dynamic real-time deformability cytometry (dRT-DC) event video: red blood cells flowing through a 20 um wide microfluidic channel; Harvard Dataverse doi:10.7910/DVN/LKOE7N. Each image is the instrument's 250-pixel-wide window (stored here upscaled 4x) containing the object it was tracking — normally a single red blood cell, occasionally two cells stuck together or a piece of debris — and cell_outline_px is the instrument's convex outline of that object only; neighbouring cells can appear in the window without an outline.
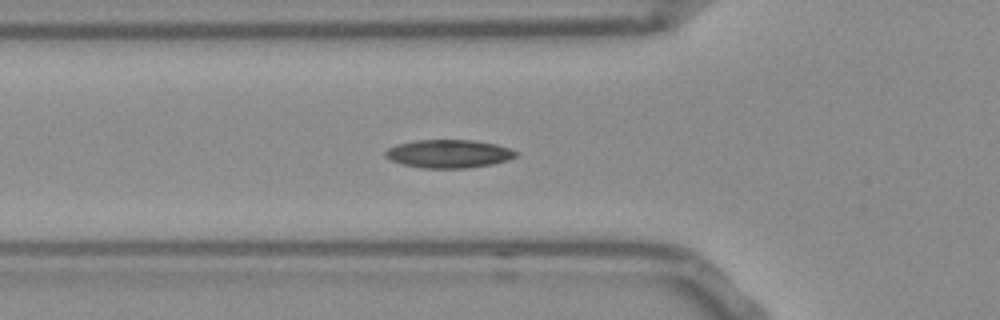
{"species": "Egyptian fruit bat (a non-hibernating species)", "species_latin": "Rousettus aegyptiacus", "temperature_condition": "room temperature", "stored_images_in_passage": 38, "camera_frame_rate_fps": 3000, "um_per_image_px": 0.085, "frame": {"image": 1, "passage_image": 2, "time_ms": 0.333, "image_size_px": [1000, 320], "cell_outline_px": [[520, 152], [516, 156], [508, 160], [492, 164], [468, 168], [424, 168], [400, 164], [384, 156], [384, 152], [388, 148], [396, 144], [416, 140], [472, 140], [496, 144]], "centroid_in_image_um": [38.13, 13.07], "position_along_channel_um": 87.7, "area_um2": 21.56}}
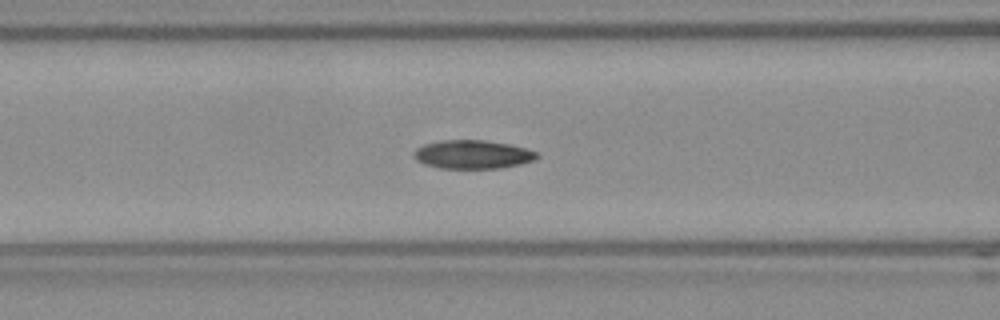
{"frame": {"image": 2, "passage_image": 5, "time_ms": 1.333, "image_size_px": [1000, 320], "cell_outline_px": [[540, 156], [532, 160], [520, 164], [500, 168], [440, 168], [424, 164], [416, 160], [412, 152], [416, 148], [424, 144], [440, 140], [484, 140], [508, 144], [524, 148], [536, 152]], "centroid_in_image_um": [40.12, 13.12], "position_along_channel_um": 126.5, "area_um2": 20.4}}
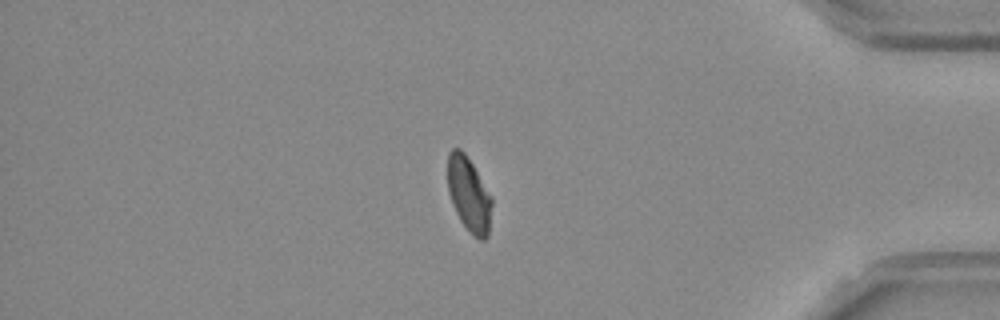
{"frame": {"image": 3, "passage_image": 29, "time_ms": 9.333, "image_size_px": [1000, 320], "cell_outline_px": [[492, 204], [488, 236], [484, 240], [480, 240], [472, 236], [460, 220], [452, 204], [448, 192], [448, 152], [452, 148], [460, 148], [464, 152], [472, 164], [492, 196]], "centroid_in_image_um": [39.86, 16.54], "position_along_channel_um": 395.3, "area_um2": 19.31}}